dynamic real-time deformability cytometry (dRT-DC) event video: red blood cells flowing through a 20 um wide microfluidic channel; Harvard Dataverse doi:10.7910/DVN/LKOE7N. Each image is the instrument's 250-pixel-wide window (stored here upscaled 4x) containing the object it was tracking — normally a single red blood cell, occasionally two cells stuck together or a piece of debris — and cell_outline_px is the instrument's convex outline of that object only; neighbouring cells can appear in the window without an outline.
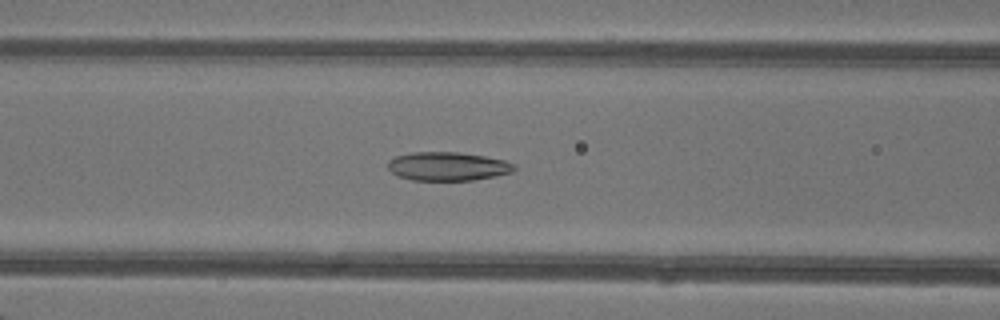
{"species": "common noctule bat (a hibernating species)", "species_latin": "Nyctalus noctula", "temperature_condition": "warm", "stored_images_in_passage": 41, "camera_frame_rate_fps": 3000, "um_per_image_px": 0.085, "animal": {"sex": "female"}, "frame": {"image": 1, "passage_image": 13, "time_ms": 4.0, "image_size_px": [1000, 320], "cell_outline_px": [[516, 168], [512, 172], [496, 176], [472, 180], [412, 180], [396, 176], [388, 168], [388, 160], [396, 156], [412, 152], [456, 152], [484, 156], [504, 160], [516, 164]], "centroid_in_image_um": [38.05, 14.14], "position_along_channel_um": 128.5, "area_um2": 21.15}}
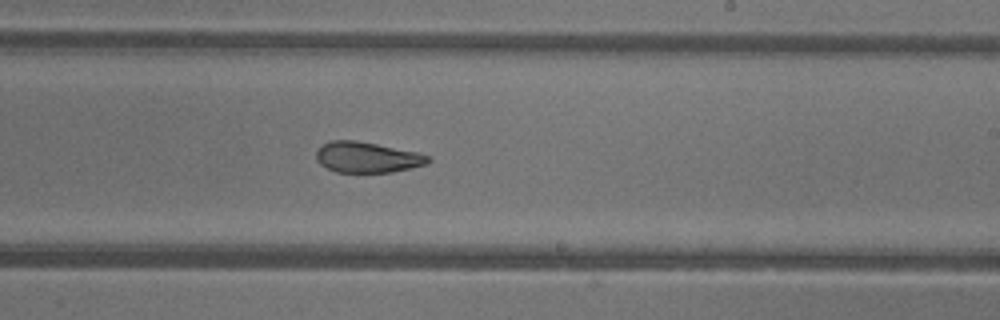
{"frame": {"image": 2, "passage_image": 22, "time_ms": 7.0, "image_size_px": [1000, 320], "cell_outline_px": [[432, 160], [428, 164], [412, 168], [392, 172], [336, 172], [320, 164], [316, 160], [316, 152], [324, 144], [332, 140], [356, 140], [416, 152], [428, 156]], "centroid_in_image_um": [31.22, 13.38], "position_along_channel_um": 257.8, "area_um2": 19.88}}
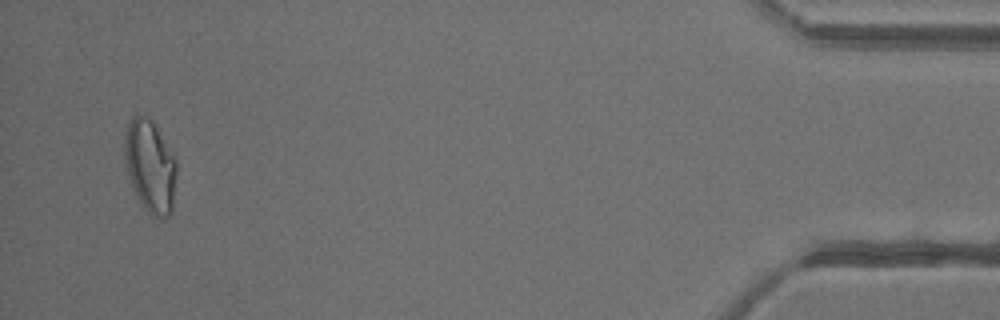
{"frame": {"image": 3, "passage_image": 39, "time_ms": 12.667, "image_size_px": [1000, 320], "cell_outline_px": [[176, 172], [172, 212], [164, 220], [160, 220], [152, 216], [148, 212], [132, 188], [124, 168], [124, 136], [128, 124], [132, 116], [136, 112], [148, 116], [156, 124], [176, 160]], "centroid_in_image_um": [12.74, 14.1], "position_along_channel_um": 422.5, "area_um2": 28.73}, "authors_computed_cell_mechanics": {"area_um2": 22.831, "velocity_mm_per_s": 4.316, "shape_relaxation_time_tau1_ms": null, "shape_relaxation_time_tau2_ms": 2.1959, "deformation_change_tau1": null, "deformation_change_tau2": 0.088}}